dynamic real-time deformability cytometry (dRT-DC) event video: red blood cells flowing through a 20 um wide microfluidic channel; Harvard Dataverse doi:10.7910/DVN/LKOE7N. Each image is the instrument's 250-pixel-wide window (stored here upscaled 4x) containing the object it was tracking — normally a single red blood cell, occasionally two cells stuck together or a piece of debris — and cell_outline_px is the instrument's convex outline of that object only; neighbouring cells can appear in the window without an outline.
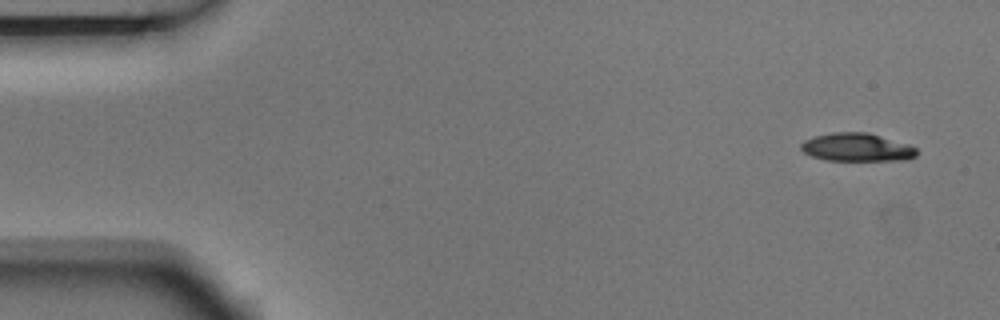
{"species": "Egyptian fruit bat (a non-hibernating species)", "species_latin": "Rousettus aegyptiacus", "temperature_condition": "room temperature", "stored_images_in_passage": 5, "camera_frame_rate_fps": 3000, "um_per_image_px": 0.085, "animal": {"sex": "male"}, "frame": {"image": 1, "passage_image": 1, "time_ms": 0.0, "image_size_px": [1000, 320], "cell_outline_px": [[916, 156], [908, 160], [824, 160], [812, 156], [804, 152], [800, 148], [800, 144], [804, 140], [812, 136], [832, 132], [868, 132], [908, 144], [916, 148]], "centroid_in_image_um": [72.81, 12.51], "position_along_channel_um": 12.2, "area_um2": 19.07}}
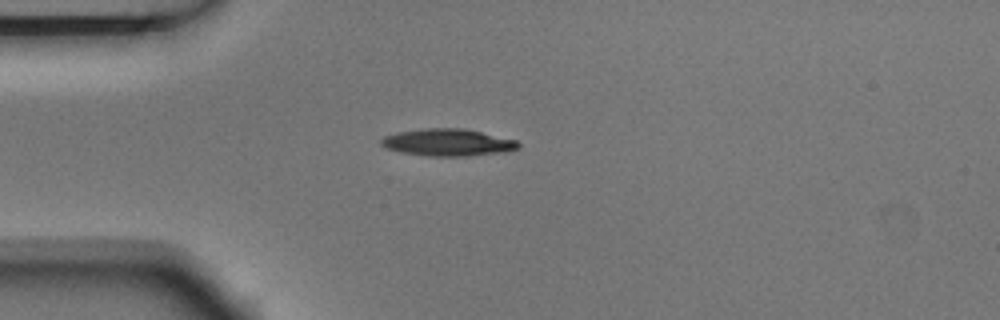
{"frame": {"image": 2, "passage_image": 4, "time_ms": 1.0, "image_size_px": [1000, 320], "cell_outline_px": [[520, 148], [504, 152], [468, 156], [428, 156], [400, 152], [388, 148], [380, 144], [380, 140], [384, 136], [396, 132], [424, 128], [464, 128], [516, 140], [520, 144]], "centroid_in_image_um": [38.06, 12.1], "position_along_channel_um": 46.9, "area_um2": 21.73}}